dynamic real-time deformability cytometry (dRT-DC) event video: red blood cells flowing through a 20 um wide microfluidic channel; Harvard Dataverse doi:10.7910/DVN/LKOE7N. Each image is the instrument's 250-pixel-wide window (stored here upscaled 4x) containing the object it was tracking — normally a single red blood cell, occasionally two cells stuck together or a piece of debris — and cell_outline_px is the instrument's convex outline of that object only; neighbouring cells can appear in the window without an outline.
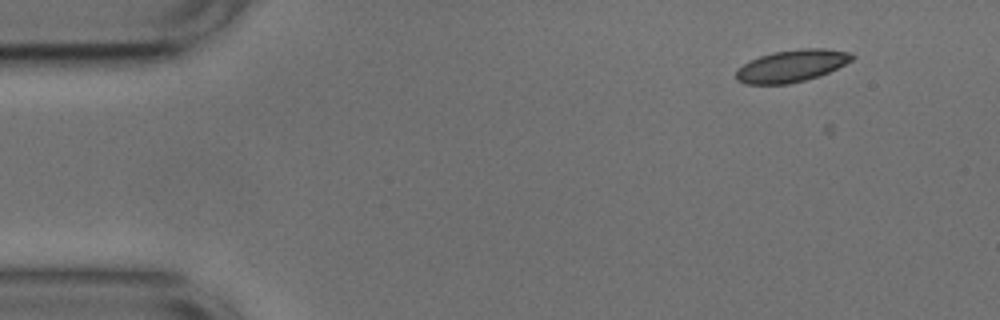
{"species": "common noctule bat (a hibernating species)", "species_latin": "Nyctalus noctula", "temperature_condition": "cold", "stored_images_in_passage": 7, "camera_frame_rate_fps": 3000, "um_per_image_px": 0.085, "animal": {"sex": "male", "body_mass_g": 17.9, "forearm_length_mm": 54.2}, "frame": {"image": 1, "passage_image": 6, "time_ms": 1.667, "image_size_px": [1000, 320], "cell_outline_px": [[856, 56], [852, 60], [828, 72], [804, 80], [788, 84], [744, 84], [736, 80], [736, 68], [760, 56], [772, 52], [800, 48], [824, 48], [852, 52]], "centroid_in_image_um": [67.28, 5.59], "position_along_channel_um": 17.7, "area_um2": 21.68}}